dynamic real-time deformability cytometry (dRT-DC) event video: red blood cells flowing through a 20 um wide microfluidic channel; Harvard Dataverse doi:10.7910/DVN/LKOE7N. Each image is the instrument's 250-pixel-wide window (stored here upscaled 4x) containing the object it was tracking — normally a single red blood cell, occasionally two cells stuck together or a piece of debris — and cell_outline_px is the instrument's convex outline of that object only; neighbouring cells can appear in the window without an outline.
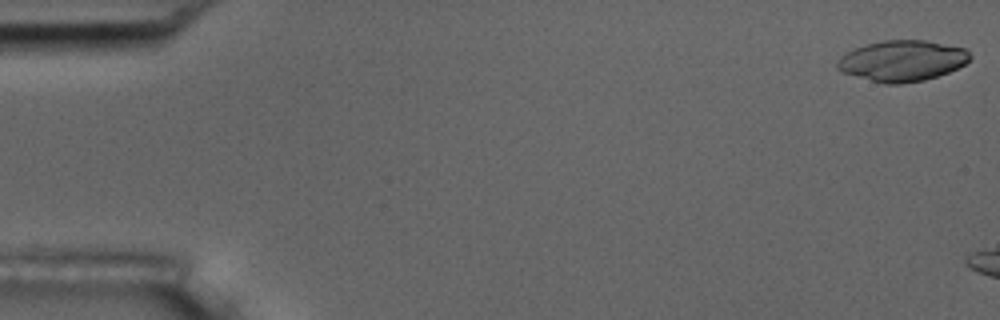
{"species": "common noctule bat (a hibernating species)", "species_latin": "Nyctalus noctula", "temperature_condition": "room temperature", "stored_images_in_passage": 3, "camera_frame_rate_fps": 3000, "um_per_image_px": 0.085, "animal": {"sex": "male", "body_mass_g": 17.5, "forearm_length_mm": 52.3}, "frame": {"image": 1, "passage_image": 1, "time_ms": 0.0, "image_size_px": [1000, 320], "cell_outline_px": [[972, 56], [964, 64], [948, 72], [924, 80], [900, 84], [884, 84], [840, 72], [836, 68], [836, 64], [840, 56], [856, 48], [868, 44], [884, 40], [924, 40], [968, 48]], "centroid_in_image_um": [76.69, 5.17], "position_along_channel_um": 8.3, "area_um2": 31.62}}